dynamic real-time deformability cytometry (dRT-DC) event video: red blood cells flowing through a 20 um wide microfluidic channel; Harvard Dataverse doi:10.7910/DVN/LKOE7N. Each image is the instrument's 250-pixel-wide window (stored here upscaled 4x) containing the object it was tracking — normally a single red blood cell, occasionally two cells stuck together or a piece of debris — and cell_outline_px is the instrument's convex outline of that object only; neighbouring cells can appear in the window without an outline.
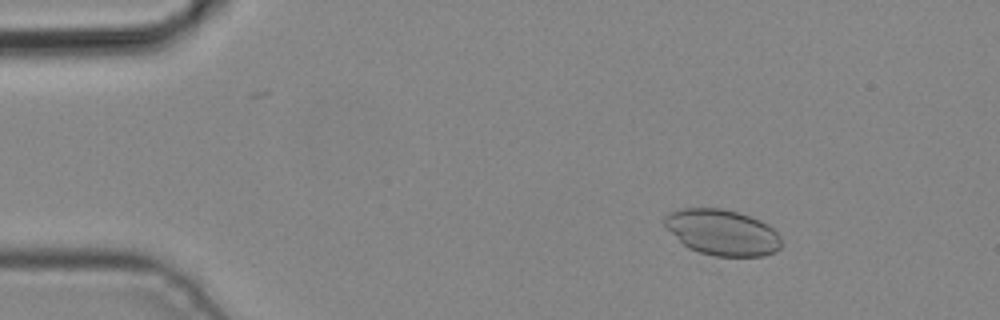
{"species": "common noctule bat (a hibernating species)", "species_latin": "Nyctalus noctula", "temperature_condition": "cold", "stored_images_in_passage": 4, "camera_frame_rate_fps": 3000, "um_per_image_px": 0.085, "animal": {"sex": "male", "body_mass_g": 19.2, "forearm_length_mm": 51.8}, "frame": {"image": 1, "passage_image": 1, "time_ms": 0.0, "image_size_px": [1000, 320], "cell_outline_px": [[780, 248], [776, 252], [764, 256], [716, 256], [700, 252], [688, 248], [664, 224], [664, 216], [672, 212], [684, 208], [720, 208], [736, 212], [760, 220], [768, 224], [780, 236]], "centroid_in_image_um": [61.42, 19.76], "position_along_channel_um": 23.6, "area_um2": 30.81}}